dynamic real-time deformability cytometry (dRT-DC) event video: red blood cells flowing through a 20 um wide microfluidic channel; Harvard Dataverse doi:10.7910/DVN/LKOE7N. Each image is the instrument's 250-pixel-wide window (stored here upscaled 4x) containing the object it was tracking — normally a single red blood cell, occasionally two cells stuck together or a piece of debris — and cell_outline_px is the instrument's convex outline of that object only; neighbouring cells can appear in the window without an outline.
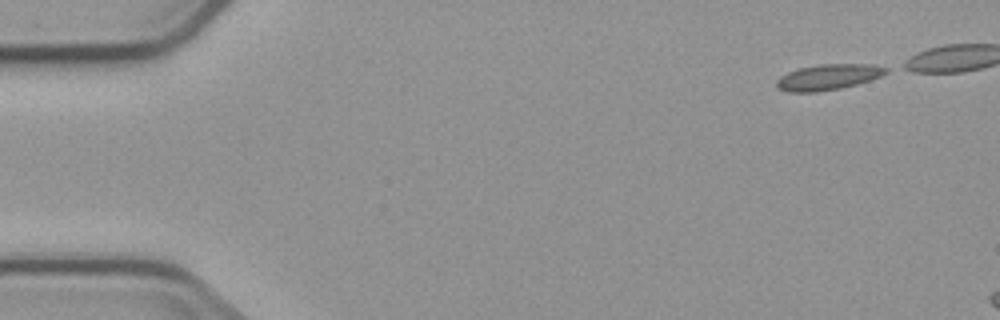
{"species": "common noctule bat (a hibernating species)", "species_latin": "Nyctalus noctula", "temperature_condition": "cold", "stored_images_in_passage": 4, "camera_frame_rate_fps": 3000, "um_per_image_px": 0.085, "animal": {"sex": "male", "body_mass_g": 23.1, "forearm_length_mm": 52.7}, "frame": {"image": 1, "passage_image": 4, "time_ms": 5.0, "image_size_px": [1000, 320], "cell_outline_px": [[888, 72], [880, 76], [856, 84], [840, 88], [816, 92], [788, 92], [776, 88], [776, 80], [780, 76], [788, 72], [800, 68], [820, 64], [876, 64], [888, 68]], "centroid_in_image_um": [70.37, 6.55], "position_along_channel_um": 14.6, "area_um2": 16.36}}